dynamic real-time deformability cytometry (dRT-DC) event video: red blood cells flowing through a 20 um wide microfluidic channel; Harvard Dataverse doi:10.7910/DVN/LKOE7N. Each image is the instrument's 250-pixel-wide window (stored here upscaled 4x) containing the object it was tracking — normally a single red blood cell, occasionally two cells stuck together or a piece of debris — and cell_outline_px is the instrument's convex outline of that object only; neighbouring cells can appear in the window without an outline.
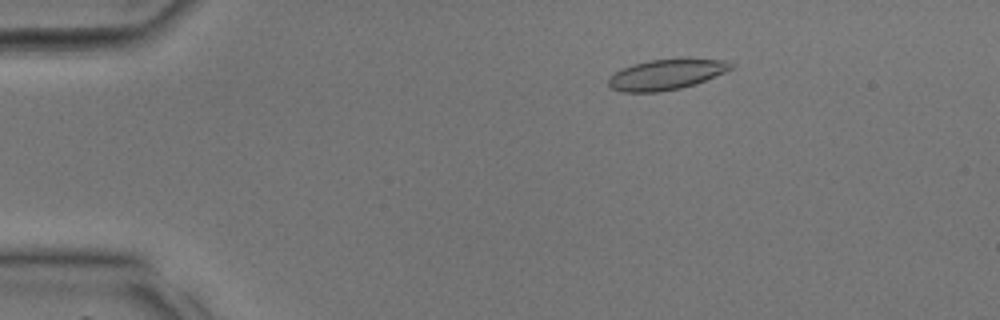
{"species": "common noctule bat (a hibernating species)", "species_latin": "Nyctalus noctula", "temperature_condition": "room temperature", "stored_images_in_passage": 32, "camera_frame_rate_fps": 3000, "um_per_image_px": 0.085, "animal": {"sex": "male", "body_mass_g": 17.9, "forearm_length_mm": 54.2}, "frame": {"image": 1, "passage_image": 2, "time_ms": 0.333, "image_size_px": [1000, 320], "cell_outline_px": [[736, 64], [732, 68], [724, 72], [696, 84], [680, 88], [660, 92], [620, 92], [612, 88], [608, 84], [608, 76], [632, 64], [652, 60], [724, 60]], "centroid_in_image_um": [56.59, 6.36], "position_along_channel_um": 28.4, "area_um2": 21.27}}
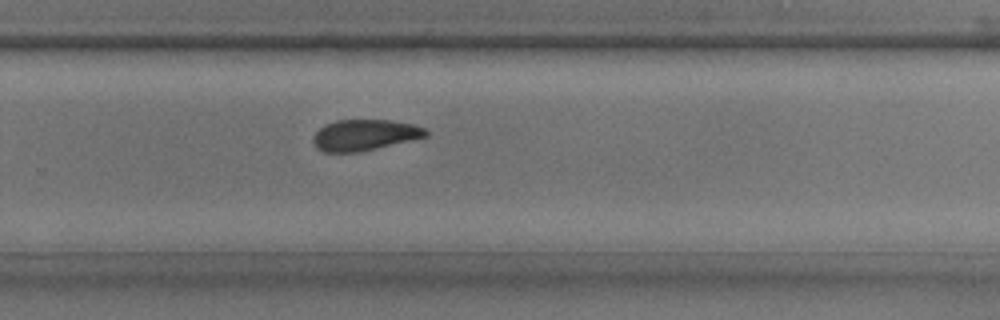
{"frame": {"image": 2, "passage_image": 20, "time_ms": 6.333, "image_size_px": [1000, 320], "cell_outline_px": [[428, 136], [360, 152], [324, 152], [316, 148], [312, 140], [316, 132], [324, 124], [336, 120], [388, 120], [412, 124], [424, 128], [428, 132]], "centroid_in_image_um": [30.96, 11.48], "position_along_channel_um": 298.8, "area_um2": 20.29}}
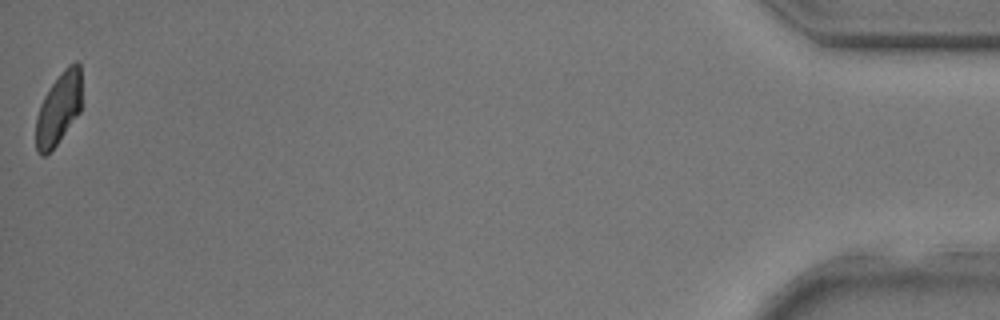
{"frame": {"image": 3, "passage_image": 32, "time_ms": 10.333, "image_size_px": [1000, 320], "cell_outline_px": [[80, 112], [56, 144], [44, 156], [40, 156], [36, 152], [36, 116], [40, 104], [44, 96], [52, 84], [64, 68], [68, 64], [76, 60], [80, 64]], "centroid_in_image_um": [4.96, 9.22], "position_along_channel_um": 430.2, "area_um2": 19.02}}